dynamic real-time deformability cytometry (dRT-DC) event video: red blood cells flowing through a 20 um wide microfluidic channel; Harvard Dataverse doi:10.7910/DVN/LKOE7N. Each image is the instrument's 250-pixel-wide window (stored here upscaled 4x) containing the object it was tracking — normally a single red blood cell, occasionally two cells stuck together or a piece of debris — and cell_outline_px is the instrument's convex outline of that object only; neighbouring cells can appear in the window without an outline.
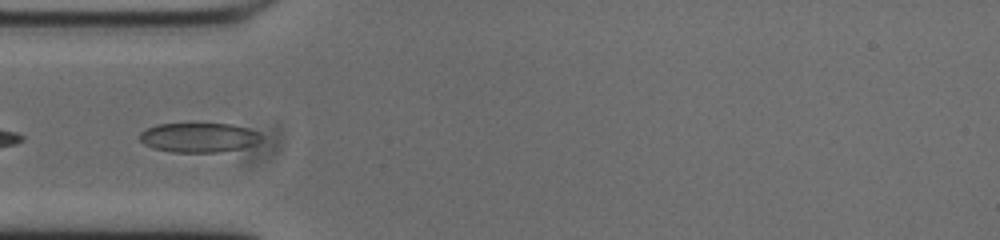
{"species": "common noctule bat (a hibernating species)", "species_latin": "Nyctalus noctula", "temperature_condition": "cold", "stored_images_in_passage": 7, "camera_frame_rate_fps": 3000, "um_per_image_px": 0.085, "animal": {"sex": "male", "body_mass_g": 20.0, "forearm_length_mm": 53.3}, "frame": {"image": 1, "passage_image": 5, "time_ms": 1.333, "image_size_px": [1000, 240], "cell_outline_px": [[260, 140], [252, 144], [240, 148], [220, 152], [172, 152], [152, 148], [144, 144], [140, 140], [140, 132], [156, 124], [196, 120], [232, 124], [248, 128], [256, 132], [260, 136]], "centroid_in_image_um": [16.82, 11.63], "position_along_channel_um": 68.2, "area_um2": 21.73}}